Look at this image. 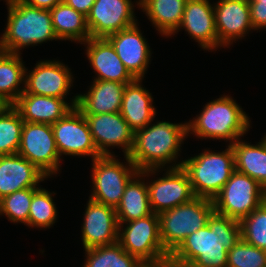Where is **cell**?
Returning <instances> with one entry per match:
<instances>
[{
	"instance_id": "cell-1",
	"label": "cell",
	"mask_w": 266,
	"mask_h": 267,
	"mask_svg": "<svg viewBox=\"0 0 266 267\" xmlns=\"http://www.w3.org/2000/svg\"><path fill=\"white\" fill-rule=\"evenodd\" d=\"M240 239V221L214 211L207 225L187 236L169 258L193 267H227V252Z\"/></svg>"
},
{
	"instance_id": "cell-2",
	"label": "cell",
	"mask_w": 266,
	"mask_h": 267,
	"mask_svg": "<svg viewBox=\"0 0 266 267\" xmlns=\"http://www.w3.org/2000/svg\"><path fill=\"white\" fill-rule=\"evenodd\" d=\"M187 137V122H151L134 132V144L128 157L139 171L181 167L183 160L178 163L177 160Z\"/></svg>"
},
{
	"instance_id": "cell-3",
	"label": "cell",
	"mask_w": 266,
	"mask_h": 267,
	"mask_svg": "<svg viewBox=\"0 0 266 267\" xmlns=\"http://www.w3.org/2000/svg\"><path fill=\"white\" fill-rule=\"evenodd\" d=\"M251 119L229 94L205 104L192 120L187 122V136L199 139L224 140L233 144L251 128ZM190 134V135H189Z\"/></svg>"
},
{
	"instance_id": "cell-4",
	"label": "cell",
	"mask_w": 266,
	"mask_h": 267,
	"mask_svg": "<svg viewBox=\"0 0 266 267\" xmlns=\"http://www.w3.org/2000/svg\"><path fill=\"white\" fill-rule=\"evenodd\" d=\"M7 25L0 37V51L22 54L29 46L58 41L50 10L29 6L17 0L7 6Z\"/></svg>"
},
{
	"instance_id": "cell-5",
	"label": "cell",
	"mask_w": 266,
	"mask_h": 267,
	"mask_svg": "<svg viewBox=\"0 0 266 267\" xmlns=\"http://www.w3.org/2000/svg\"><path fill=\"white\" fill-rule=\"evenodd\" d=\"M202 150L201 153L183 160L196 197L213 200L235 171L234 151L231 145L225 150Z\"/></svg>"
},
{
	"instance_id": "cell-6",
	"label": "cell",
	"mask_w": 266,
	"mask_h": 267,
	"mask_svg": "<svg viewBox=\"0 0 266 267\" xmlns=\"http://www.w3.org/2000/svg\"><path fill=\"white\" fill-rule=\"evenodd\" d=\"M214 211L213 200L195 197L159 213L160 237L164 249L171 254L187 236L205 227Z\"/></svg>"
},
{
	"instance_id": "cell-7",
	"label": "cell",
	"mask_w": 266,
	"mask_h": 267,
	"mask_svg": "<svg viewBox=\"0 0 266 267\" xmlns=\"http://www.w3.org/2000/svg\"><path fill=\"white\" fill-rule=\"evenodd\" d=\"M116 155L100 156L92 160V188L90 199L116 209L126 185L139 172L128 156L121 162Z\"/></svg>"
},
{
	"instance_id": "cell-8",
	"label": "cell",
	"mask_w": 266,
	"mask_h": 267,
	"mask_svg": "<svg viewBox=\"0 0 266 267\" xmlns=\"http://www.w3.org/2000/svg\"><path fill=\"white\" fill-rule=\"evenodd\" d=\"M118 224V243L142 263H155L169 258L170 254L162 245L158 214L152 213Z\"/></svg>"
},
{
	"instance_id": "cell-9",
	"label": "cell",
	"mask_w": 266,
	"mask_h": 267,
	"mask_svg": "<svg viewBox=\"0 0 266 267\" xmlns=\"http://www.w3.org/2000/svg\"><path fill=\"white\" fill-rule=\"evenodd\" d=\"M266 200V190L246 174L234 171L213 199L216 213L241 221Z\"/></svg>"
},
{
	"instance_id": "cell-10",
	"label": "cell",
	"mask_w": 266,
	"mask_h": 267,
	"mask_svg": "<svg viewBox=\"0 0 266 267\" xmlns=\"http://www.w3.org/2000/svg\"><path fill=\"white\" fill-rule=\"evenodd\" d=\"M161 171L162 173L164 171L163 177H154L155 175L159 176ZM151 176L154 179L150 181L148 178ZM145 180L147 181L150 207L155 214L170 210L196 197L188 174L182 167L146 169Z\"/></svg>"
},
{
	"instance_id": "cell-11",
	"label": "cell",
	"mask_w": 266,
	"mask_h": 267,
	"mask_svg": "<svg viewBox=\"0 0 266 267\" xmlns=\"http://www.w3.org/2000/svg\"><path fill=\"white\" fill-rule=\"evenodd\" d=\"M17 153L35 165L48 178L57 177L61 171L62 160L49 124L24 122Z\"/></svg>"
},
{
	"instance_id": "cell-12",
	"label": "cell",
	"mask_w": 266,
	"mask_h": 267,
	"mask_svg": "<svg viewBox=\"0 0 266 267\" xmlns=\"http://www.w3.org/2000/svg\"><path fill=\"white\" fill-rule=\"evenodd\" d=\"M58 153L62 155L91 157L94 160L102 156L94 144L85 116L72 108L63 118L51 124Z\"/></svg>"
},
{
	"instance_id": "cell-13",
	"label": "cell",
	"mask_w": 266,
	"mask_h": 267,
	"mask_svg": "<svg viewBox=\"0 0 266 267\" xmlns=\"http://www.w3.org/2000/svg\"><path fill=\"white\" fill-rule=\"evenodd\" d=\"M135 7L139 9V0H95L86 16L91 38H107L135 25Z\"/></svg>"
},
{
	"instance_id": "cell-14",
	"label": "cell",
	"mask_w": 266,
	"mask_h": 267,
	"mask_svg": "<svg viewBox=\"0 0 266 267\" xmlns=\"http://www.w3.org/2000/svg\"><path fill=\"white\" fill-rule=\"evenodd\" d=\"M72 69L60 60H40L33 70L25 71V88L22 94L66 99L73 88Z\"/></svg>"
},
{
	"instance_id": "cell-15",
	"label": "cell",
	"mask_w": 266,
	"mask_h": 267,
	"mask_svg": "<svg viewBox=\"0 0 266 267\" xmlns=\"http://www.w3.org/2000/svg\"><path fill=\"white\" fill-rule=\"evenodd\" d=\"M97 151L102 155H116L113 148L121 147L128 156L134 144V131L128 126L120 112L84 115ZM110 148H112L110 150Z\"/></svg>"
},
{
	"instance_id": "cell-16",
	"label": "cell",
	"mask_w": 266,
	"mask_h": 267,
	"mask_svg": "<svg viewBox=\"0 0 266 267\" xmlns=\"http://www.w3.org/2000/svg\"><path fill=\"white\" fill-rule=\"evenodd\" d=\"M214 16L219 49L230 48L254 30L248 0H217Z\"/></svg>"
},
{
	"instance_id": "cell-17",
	"label": "cell",
	"mask_w": 266,
	"mask_h": 267,
	"mask_svg": "<svg viewBox=\"0 0 266 267\" xmlns=\"http://www.w3.org/2000/svg\"><path fill=\"white\" fill-rule=\"evenodd\" d=\"M81 226L83 250L118 242L116 209L88 199Z\"/></svg>"
},
{
	"instance_id": "cell-18",
	"label": "cell",
	"mask_w": 266,
	"mask_h": 267,
	"mask_svg": "<svg viewBox=\"0 0 266 267\" xmlns=\"http://www.w3.org/2000/svg\"><path fill=\"white\" fill-rule=\"evenodd\" d=\"M111 42L119 59L135 79H143L149 64L151 52L147 39L143 36L138 22L126 29L118 31L107 37Z\"/></svg>"
},
{
	"instance_id": "cell-19",
	"label": "cell",
	"mask_w": 266,
	"mask_h": 267,
	"mask_svg": "<svg viewBox=\"0 0 266 267\" xmlns=\"http://www.w3.org/2000/svg\"><path fill=\"white\" fill-rule=\"evenodd\" d=\"M186 31L201 49L206 51H217L218 36L215 25L214 3L210 0H187L183 13V19L178 30ZM188 32V33H187Z\"/></svg>"
},
{
	"instance_id": "cell-20",
	"label": "cell",
	"mask_w": 266,
	"mask_h": 267,
	"mask_svg": "<svg viewBox=\"0 0 266 267\" xmlns=\"http://www.w3.org/2000/svg\"><path fill=\"white\" fill-rule=\"evenodd\" d=\"M82 44L85 46V55L90 67L96 73L94 80L116 81L122 84H129L135 80L107 38H89Z\"/></svg>"
},
{
	"instance_id": "cell-21",
	"label": "cell",
	"mask_w": 266,
	"mask_h": 267,
	"mask_svg": "<svg viewBox=\"0 0 266 267\" xmlns=\"http://www.w3.org/2000/svg\"><path fill=\"white\" fill-rule=\"evenodd\" d=\"M77 97L73 96L68 103L65 99L34 94H21L12 105L24 122L54 124L76 107Z\"/></svg>"
},
{
	"instance_id": "cell-22",
	"label": "cell",
	"mask_w": 266,
	"mask_h": 267,
	"mask_svg": "<svg viewBox=\"0 0 266 267\" xmlns=\"http://www.w3.org/2000/svg\"><path fill=\"white\" fill-rule=\"evenodd\" d=\"M47 179L43 172L18 153L0 156V199L15 191L41 187L39 183Z\"/></svg>"
},
{
	"instance_id": "cell-23",
	"label": "cell",
	"mask_w": 266,
	"mask_h": 267,
	"mask_svg": "<svg viewBox=\"0 0 266 267\" xmlns=\"http://www.w3.org/2000/svg\"><path fill=\"white\" fill-rule=\"evenodd\" d=\"M89 90L77 97L76 108L83 115L120 112L126 84L116 81L93 80Z\"/></svg>"
},
{
	"instance_id": "cell-24",
	"label": "cell",
	"mask_w": 266,
	"mask_h": 267,
	"mask_svg": "<svg viewBox=\"0 0 266 267\" xmlns=\"http://www.w3.org/2000/svg\"><path fill=\"white\" fill-rule=\"evenodd\" d=\"M142 82L143 79H135L126 84L120 109L123 119L134 132L153 122L157 114L154 98Z\"/></svg>"
},
{
	"instance_id": "cell-25",
	"label": "cell",
	"mask_w": 266,
	"mask_h": 267,
	"mask_svg": "<svg viewBox=\"0 0 266 267\" xmlns=\"http://www.w3.org/2000/svg\"><path fill=\"white\" fill-rule=\"evenodd\" d=\"M187 0H139V9L162 37H173L183 19Z\"/></svg>"
},
{
	"instance_id": "cell-26",
	"label": "cell",
	"mask_w": 266,
	"mask_h": 267,
	"mask_svg": "<svg viewBox=\"0 0 266 267\" xmlns=\"http://www.w3.org/2000/svg\"><path fill=\"white\" fill-rule=\"evenodd\" d=\"M145 170L139 171L126 185L120 204L116 207L118 223L130 222L152 214Z\"/></svg>"
},
{
	"instance_id": "cell-27",
	"label": "cell",
	"mask_w": 266,
	"mask_h": 267,
	"mask_svg": "<svg viewBox=\"0 0 266 267\" xmlns=\"http://www.w3.org/2000/svg\"><path fill=\"white\" fill-rule=\"evenodd\" d=\"M235 170L255 179L266 190V142L263 138L252 144L238 139L231 144Z\"/></svg>"
},
{
	"instance_id": "cell-28",
	"label": "cell",
	"mask_w": 266,
	"mask_h": 267,
	"mask_svg": "<svg viewBox=\"0 0 266 267\" xmlns=\"http://www.w3.org/2000/svg\"><path fill=\"white\" fill-rule=\"evenodd\" d=\"M21 57L0 51V101L4 105H13L24 92L26 66Z\"/></svg>"
},
{
	"instance_id": "cell-29",
	"label": "cell",
	"mask_w": 266,
	"mask_h": 267,
	"mask_svg": "<svg viewBox=\"0 0 266 267\" xmlns=\"http://www.w3.org/2000/svg\"><path fill=\"white\" fill-rule=\"evenodd\" d=\"M50 13L54 32L60 41L70 40L81 44L91 38L87 17L64 1L52 8Z\"/></svg>"
},
{
	"instance_id": "cell-30",
	"label": "cell",
	"mask_w": 266,
	"mask_h": 267,
	"mask_svg": "<svg viewBox=\"0 0 266 267\" xmlns=\"http://www.w3.org/2000/svg\"><path fill=\"white\" fill-rule=\"evenodd\" d=\"M84 251L86 259L82 267H140L142 265L137 257L126 252L118 242Z\"/></svg>"
},
{
	"instance_id": "cell-31",
	"label": "cell",
	"mask_w": 266,
	"mask_h": 267,
	"mask_svg": "<svg viewBox=\"0 0 266 267\" xmlns=\"http://www.w3.org/2000/svg\"><path fill=\"white\" fill-rule=\"evenodd\" d=\"M43 187H40L32 197L29 208L28 227L46 229L53 227L58 219V210L54 202V195Z\"/></svg>"
},
{
	"instance_id": "cell-32",
	"label": "cell",
	"mask_w": 266,
	"mask_h": 267,
	"mask_svg": "<svg viewBox=\"0 0 266 267\" xmlns=\"http://www.w3.org/2000/svg\"><path fill=\"white\" fill-rule=\"evenodd\" d=\"M24 121L12 105L0 110V156L18 152Z\"/></svg>"
},
{
	"instance_id": "cell-33",
	"label": "cell",
	"mask_w": 266,
	"mask_h": 267,
	"mask_svg": "<svg viewBox=\"0 0 266 267\" xmlns=\"http://www.w3.org/2000/svg\"><path fill=\"white\" fill-rule=\"evenodd\" d=\"M39 188H26L4 196L0 199V216L5 215L8 221L14 224L23 223L28 226L29 208L32 197Z\"/></svg>"
},
{
	"instance_id": "cell-34",
	"label": "cell",
	"mask_w": 266,
	"mask_h": 267,
	"mask_svg": "<svg viewBox=\"0 0 266 267\" xmlns=\"http://www.w3.org/2000/svg\"><path fill=\"white\" fill-rule=\"evenodd\" d=\"M241 238L266 251V200L240 221Z\"/></svg>"
},
{
	"instance_id": "cell-35",
	"label": "cell",
	"mask_w": 266,
	"mask_h": 267,
	"mask_svg": "<svg viewBox=\"0 0 266 267\" xmlns=\"http://www.w3.org/2000/svg\"><path fill=\"white\" fill-rule=\"evenodd\" d=\"M227 267H266V251L241 238L227 252Z\"/></svg>"
},
{
	"instance_id": "cell-36",
	"label": "cell",
	"mask_w": 266,
	"mask_h": 267,
	"mask_svg": "<svg viewBox=\"0 0 266 267\" xmlns=\"http://www.w3.org/2000/svg\"><path fill=\"white\" fill-rule=\"evenodd\" d=\"M254 31L266 29V0H248Z\"/></svg>"
},
{
	"instance_id": "cell-37",
	"label": "cell",
	"mask_w": 266,
	"mask_h": 267,
	"mask_svg": "<svg viewBox=\"0 0 266 267\" xmlns=\"http://www.w3.org/2000/svg\"><path fill=\"white\" fill-rule=\"evenodd\" d=\"M68 6L74 8L87 16L95 2V0H63Z\"/></svg>"
},
{
	"instance_id": "cell-38",
	"label": "cell",
	"mask_w": 266,
	"mask_h": 267,
	"mask_svg": "<svg viewBox=\"0 0 266 267\" xmlns=\"http://www.w3.org/2000/svg\"><path fill=\"white\" fill-rule=\"evenodd\" d=\"M21 1L32 7L51 10L63 0H21Z\"/></svg>"
},
{
	"instance_id": "cell-39",
	"label": "cell",
	"mask_w": 266,
	"mask_h": 267,
	"mask_svg": "<svg viewBox=\"0 0 266 267\" xmlns=\"http://www.w3.org/2000/svg\"><path fill=\"white\" fill-rule=\"evenodd\" d=\"M140 267H172L170 258L155 263H142Z\"/></svg>"
},
{
	"instance_id": "cell-40",
	"label": "cell",
	"mask_w": 266,
	"mask_h": 267,
	"mask_svg": "<svg viewBox=\"0 0 266 267\" xmlns=\"http://www.w3.org/2000/svg\"><path fill=\"white\" fill-rule=\"evenodd\" d=\"M172 267H193L192 265L179 264L172 261Z\"/></svg>"
},
{
	"instance_id": "cell-41",
	"label": "cell",
	"mask_w": 266,
	"mask_h": 267,
	"mask_svg": "<svg viewBox=\"0 0 266 267\" xmlns=\"http://www.w3.org/2000/svg\"><path fill=\"white\" fill-rule=\"evenodd\" d=\"M17 0H4V2H6L7 6L15 3Z\"/></svg>"
},
{
	"instance_id": "cell-42",
	"label": "cell",
	"mask_w": 266,
	"mask_h": 267,
	"mask_svg": "<svg viewBox=\"0 0 266 267\" xmlns=\"http://www.w3.org/2000/svg\"><path fill=\"white\" fill-rule=\"evenodd\" d=\"M5 105L0 101V110L4 107Z\"/></svg>"
}]
</instances>
